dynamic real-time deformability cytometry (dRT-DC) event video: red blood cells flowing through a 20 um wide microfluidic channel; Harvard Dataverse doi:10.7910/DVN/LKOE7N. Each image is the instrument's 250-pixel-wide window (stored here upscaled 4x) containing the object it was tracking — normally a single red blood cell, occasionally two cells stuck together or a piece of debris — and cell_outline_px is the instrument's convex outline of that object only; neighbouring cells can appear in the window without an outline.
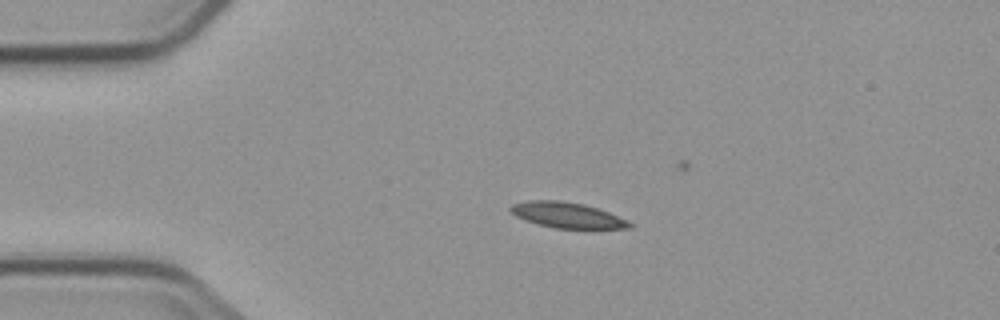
{"species": "common noctule bat (a hibernating species)", "species_latin": "Nyctalus noctula", "temperature_condition": "cold", "stored_images_in_passage": 4, "camera_frame_rate_fps": 3000, "um_per_image_px": 0.085, "animal": {"sex": "male", "body_mass_g": 23.1, "forearm_length_mm": 52.7}, "frame": {"image": 1, "passage_image": 2, "time_ms": 1.0, "image_size_px": [1000, 320], "cell_outline_px": [[636, 224], [632, 228], [556, 228], [524, 220], [516, 216], [508, 208], [512, 204], [528, 200], [560, 200], [584, 204], [608, 212]], "centroid_in_image_um": [48.21, 18.28], "position_along_channel_um": 36.8, "area_um2": 17.63}}